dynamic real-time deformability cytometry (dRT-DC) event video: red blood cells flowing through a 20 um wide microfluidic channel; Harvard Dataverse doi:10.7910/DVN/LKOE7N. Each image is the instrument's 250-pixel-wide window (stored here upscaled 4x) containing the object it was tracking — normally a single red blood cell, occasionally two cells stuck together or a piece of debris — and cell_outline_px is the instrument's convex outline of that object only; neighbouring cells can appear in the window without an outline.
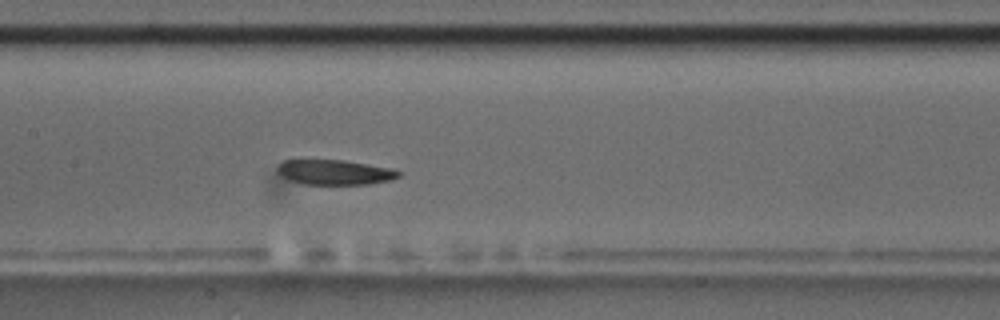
{"species": "common noctule bat (a hibernating species)", "species_latin": "Nyctalus noctula", "temperature_condition": "room temperature", "stored_images_in_passage": 6, "camera_frame_rate_fps": 3000, "um_per_image_px": 0.085, "animal": {"sex": "male", "body_mass_g": 17.5, "forearm_length_mm": 52.3}, "frame": {"image": 1, "passage_image": 6, "time_ms": 5.333, "image_size_px": [1000, 320], "cell_outline_px": [[400, 176], [392, 180], [368, 184], [304, 184], [292, 180], [276, 172], [276, 168], [284, 160], [344, 160], [392, 168], [400, 172]], "centroid_in_image_um": [28.49, 14.64], "position_along_channel_um": 178.9, "area_um2": 17.51}}